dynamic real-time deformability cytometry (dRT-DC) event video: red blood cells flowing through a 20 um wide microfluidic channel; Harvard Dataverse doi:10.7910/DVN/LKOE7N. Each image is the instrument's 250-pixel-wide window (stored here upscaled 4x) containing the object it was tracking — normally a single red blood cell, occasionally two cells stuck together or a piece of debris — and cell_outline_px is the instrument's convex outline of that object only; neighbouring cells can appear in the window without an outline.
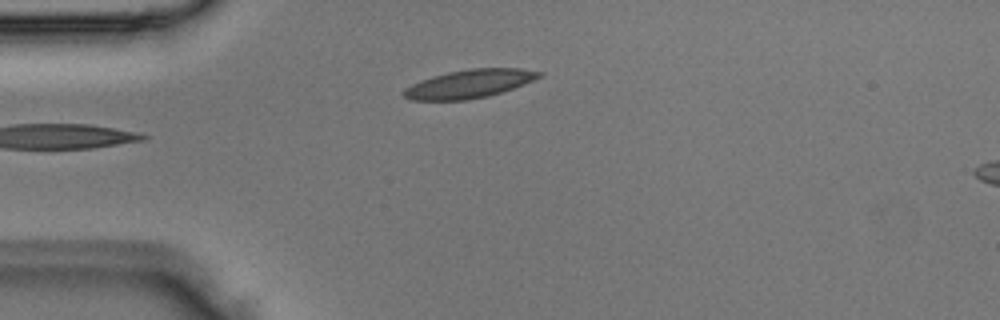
{"species": "Egyptian fruit bat (a non-hibernating species)", "species_latin": "Rousettus aegyptiacus", "temperature_condition": "room temperature", "stored_images_in_passage": 4, "camera_frame_rate_fps": 3000, "um_per_image_px": 0.085, "animal": {"sex": "male"}, "frame": {"image": 1, "passage_image": 4, "time_ms": 1.0, "image_size_px": [1000, 320], "cell_outline_px": [[544, 76], [524, 84], [488, 96], [464, 100], [408, 100], [400, 92], [404, 88], [420, 80], [432, 76], [448, 72], [472, 68], [520, 68], [544, 72]], "centroid_in_image_um": [39.88, 7.12], "position_along_channel_um": 45.1, "area_um2": 22.48}}